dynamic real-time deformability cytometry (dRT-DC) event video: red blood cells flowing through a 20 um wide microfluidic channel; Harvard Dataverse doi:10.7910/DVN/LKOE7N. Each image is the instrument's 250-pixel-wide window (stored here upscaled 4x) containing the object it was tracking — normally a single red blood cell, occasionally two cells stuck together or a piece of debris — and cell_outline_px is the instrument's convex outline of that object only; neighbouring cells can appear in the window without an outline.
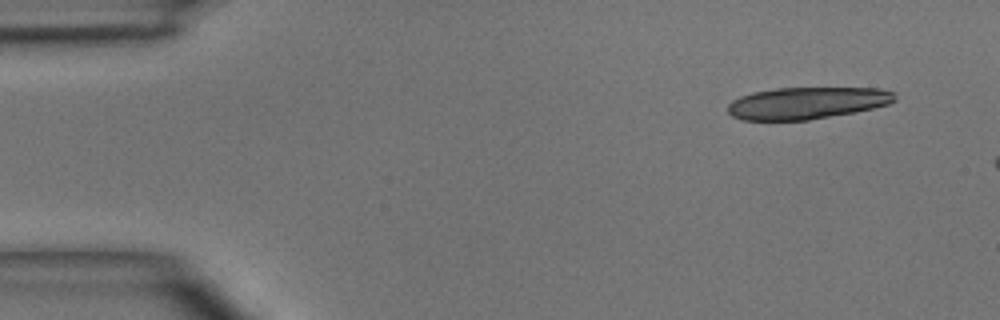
{"species": "common noctule bat (a hibernating species)", "species_latin": "Nyctalus noctula", "temperature_condition": "room temperature", "stored_images_in_passage": 3, "camera_frame_rate_fps": 3000, "um_per_image_px": 0.085, "animal": {"sex": "male", "body_mass_g": 15.6}, "frame": {"image": 1, "passage_image": 1, "time_ms": 0.0, "image_size_px": [1000, 320], "cell_outline_px": [[896, 100], [888, 104], [872, 108], [852, 112], [808, 120], [740, 120], [732, 116], [728, 112], [728, 104], [732, 100], [740, 96], [752, 92], [776, 88], [876, 88], [892, 92], [896, 96]], "centroid_in_image_um": [68.53, 8.75], "position_along_channel_um": 16.5, "area_um2": 30.92}}